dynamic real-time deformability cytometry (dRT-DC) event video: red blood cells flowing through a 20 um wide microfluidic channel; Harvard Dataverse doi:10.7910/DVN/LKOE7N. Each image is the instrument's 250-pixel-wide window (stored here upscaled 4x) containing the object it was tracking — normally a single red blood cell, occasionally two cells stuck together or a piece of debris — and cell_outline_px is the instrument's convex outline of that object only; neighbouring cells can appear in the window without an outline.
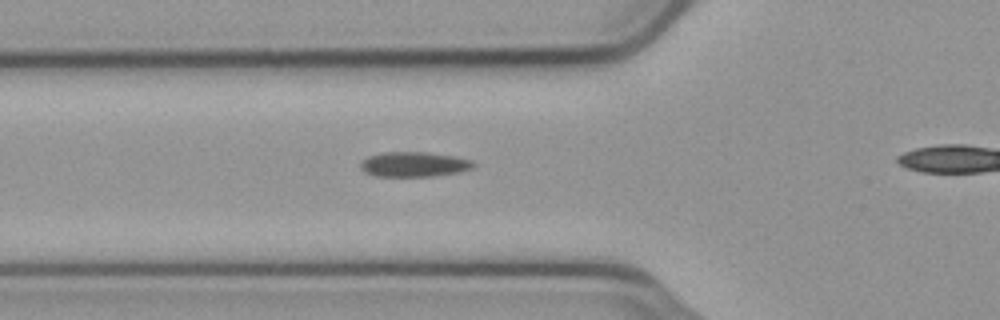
{"species": "common noctule bat (a hibernating species)", "species_latin": "Nyctalus noctula", "temperature_condition": "cold", "stored_images_in_passage": 35, "camera_frame_rate_fps": 3000, "um_per_image_px": 0.085, "animal": {"sex": "male", "body_mass_g": 23.1, "forearm_length_mm": 52.7}, "frame": {"image": 1, "passage_image": 10, "time_ms": 3.0, "image_size_px": [1000, 320], "cell_outline_px": [[476, 164], [472, 168], [460, 172], [432, 176], [376, 176], [364, 172], [360, 168], [360, 164], [368, 156], [384, 152], [428, 152], [456, 156], [472, 160]], "centroid_in_image_um": [35.21, 13.96], "position_along_channel_um": 90.6, "area_um2": 16.47}}
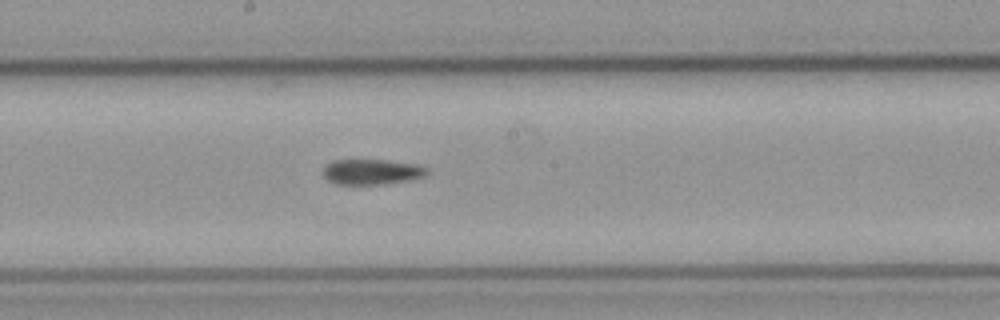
{"frame": {"image": 2, "passage_image": 20, "time_ms": 6.333, "image_size_px": [1000, 320], "cell_outline_px": [[428, 172], [424, 176], [412, 180], [380, 184], [336, 184], [328, 180], [324, 176], [324, 168], [332, 160], [388, 160], [420, 164], [428, 168]], "centroid_in_image_um": [31.66, 14.6], "position_along_channel_um": 216.5, "area_um2": 15.43}}
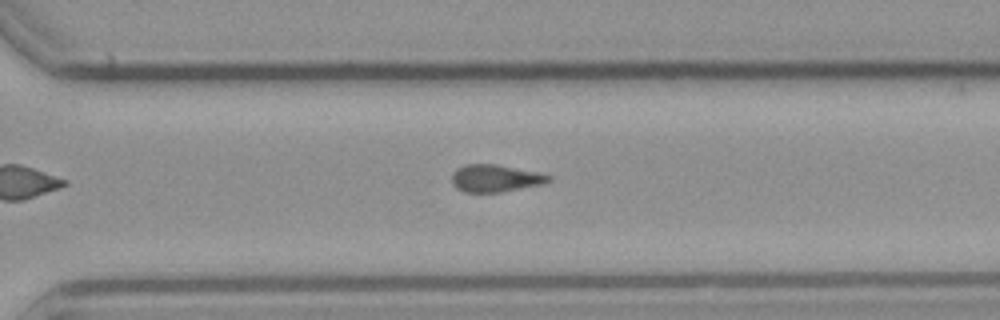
{"frame": {"image": 3, "passage_image": 29, "time_ms": 9.333, "image_size_px": [1000, 320], "cell_outline_px": [[552, 180], [544, 184], [500, 192], [464, 192], [456, 188], [452, 184], [452, 172], [456, 168], [464, 164], [496, 164], [536, 172], [552, 176]], "centroid_in_image_um": [42.08, 15.15], "position_along_channel_um": 328.5, "area_um2": 15.49}}